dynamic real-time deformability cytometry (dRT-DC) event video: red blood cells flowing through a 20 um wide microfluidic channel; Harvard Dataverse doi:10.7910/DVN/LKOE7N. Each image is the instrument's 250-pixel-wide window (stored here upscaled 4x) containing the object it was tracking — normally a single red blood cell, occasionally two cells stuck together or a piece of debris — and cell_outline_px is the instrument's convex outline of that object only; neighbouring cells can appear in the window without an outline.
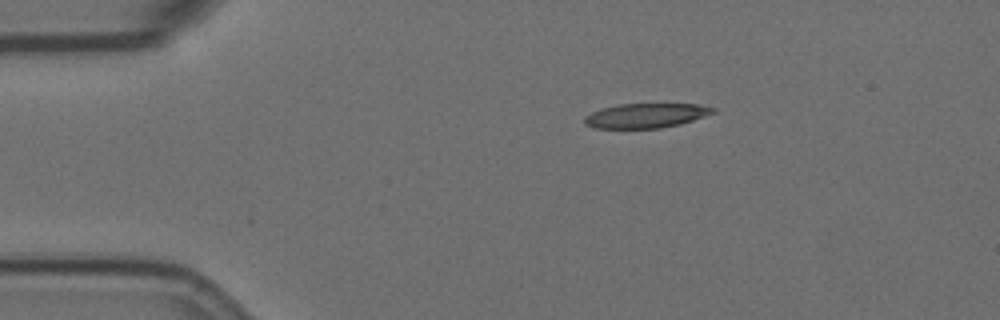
{"species": "Egyptian fruit bat (a non-hibernating species)", "species_latin": "Rousettus aegyptiacus", "temperature_condition": "room temperature", "stored_images_in_passage": 48, "camera_frame_rate_fps": 3000, "um_per_image_px": 0.085, "animal": {"sex": "female"}, "frame": {"image": 1, "passage_image": 1, "time_ms": 0.0, "image_size_px": [1000, 320], "cell_outline_px": [[716, 112], [680, 124], [660, 128], [596, 128], [584, 124], [584, 116], [600, 108], [620, 104], [700, 104], [716, 108]], "centroid_in_image_um": [54.89, 9.82], "position_along_channel_um": 30.1, "area_um2": 18.38}}
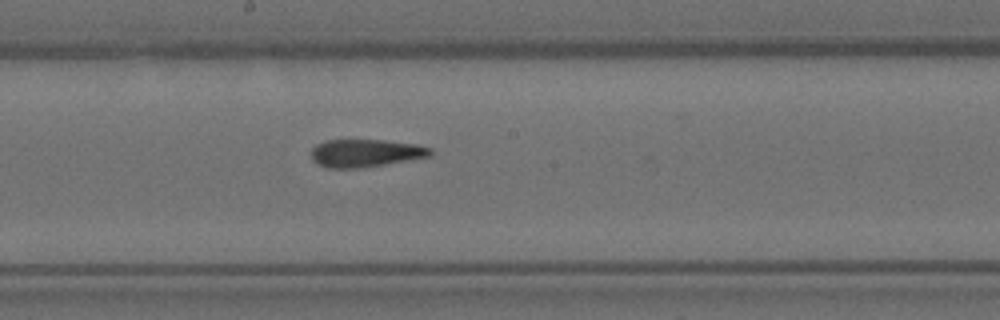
{"frame": {"image": 2, "passage_image": 21, "time_ms": 6.667, "image_size_px": [1000, 320], "cell_outline_px": [[432, 156], [356, 168], [328, 168], [312, 160], [312, 148], [316, 144], [324, 140], [384, 140], [416, 144], [432, 148]], "centroid_in_image_um": [31.06, 12.99], "position_along_channel_um": 217.1, "area_um2": 19.07}}
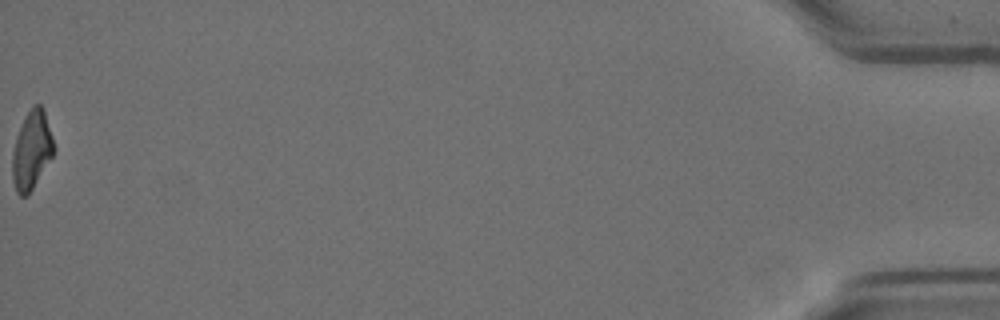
{"frame": {"image": 3, "passage_image": 48, "time_ms": 15.667, "image_size_px": [1000, 320], "cell_outline_px": [[56, 148], [52, 156], [28, 196], [20, 196], [16, 192], [12, 180], [12, 152], [16, 136], [24, 116], [32, 104], [40, 104], [44, 108]], "centroid_in_image_um": [2.69, 12.74], "position_along_channel_um": 432.5, "area_um2": 19.25}, "authors_computed_cell_mechanics": {"area_um2": 19.7965, "velocity_mm_per_s": 3.5506, "shape_relaxation_time_tau1_ms": null, "shape_relaxation_time_tau2_ms": 3.0599, "deformation_change_tau1": null, "deformation_change_tau2": 0.1278}}